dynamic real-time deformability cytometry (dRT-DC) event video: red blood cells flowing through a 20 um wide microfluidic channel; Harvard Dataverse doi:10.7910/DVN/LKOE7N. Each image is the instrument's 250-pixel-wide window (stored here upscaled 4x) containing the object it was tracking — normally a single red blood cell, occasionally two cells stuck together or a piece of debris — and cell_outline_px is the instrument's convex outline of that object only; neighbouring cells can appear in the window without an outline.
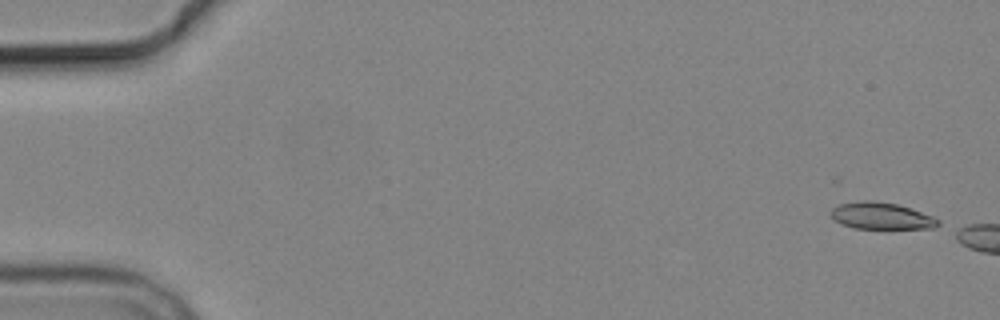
{"species": "common noctule bat (a hibernating species)", "species_latin": "Nyctalus noctula", "temperature_condition": "cold", "stored_images_in_passage": 3, "camera_frame_rate_fps": 3000, "um_per_image_px": 0.085, "animal": {"sex": "male", "body_mass_g": 19.2, "forearm_length_mm": 51.8}, "frame": {"image": 1, "passage_image": 1, "time_ms": 0.0, "image_size_px": [1000, 320], "cell_outline_px": [[940, 224], [936, 228], [856, 228], [840, 224], [828, 212], [832, 208], [840, 204], [864, 200], [872, 200], [896, 204], [912, 208], [932, 216], [940, 220]], "centroid_in_image_um": [74.92, 18.34], "position_along_channel_um": 10.1, "area_um2": 16.7}}